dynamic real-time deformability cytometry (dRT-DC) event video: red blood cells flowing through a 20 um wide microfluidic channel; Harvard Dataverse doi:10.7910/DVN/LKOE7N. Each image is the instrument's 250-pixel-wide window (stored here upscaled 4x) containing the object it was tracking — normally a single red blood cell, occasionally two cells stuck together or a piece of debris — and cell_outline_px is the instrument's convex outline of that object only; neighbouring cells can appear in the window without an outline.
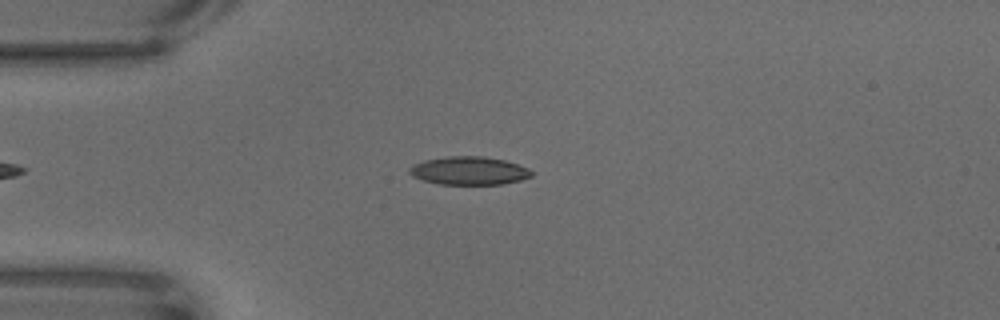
{"species": "common noctule bat (a hibernating species)", "species_latin": "Nyctalus noctula", "temperature_condition": "warm", "stored_images_in_passage": 45, "camera_frame_rate_fps": 3000, "um_per_image_px": 0.085, "animal": {"sex": "male", "body_mass_g": 18.8}, "frame": {"image": 1, "passage_image": 3, "time_ms": 0.667, "image_size_px": [1000, 320], "cell_outline_px": [[532, 176], [520, 180], [504, 184], [440, 184], [424, 180], [412, 176], [408, 172], [408, 168], [412, 164], [424, 160], [444, 156], [484, 156], [504, 160], [528, 168], [532, 172]], "centroid_in_image_um": [39.83, 14.5], "position_along_channel_um": 45.2, "area_um2": 20.11}}
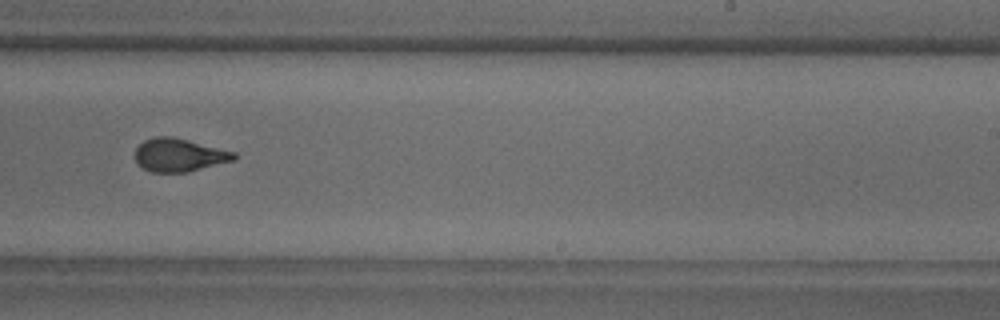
{"frame": {"image": 2, "passage_image": 26, "time_ms": 8.333, "image_size_px": [1000, 320], "cell_outline_px": [[236, 160], [188, 172], [152, 172], [140, 168], [136, 164], [136, 148], [144, 140], [156, 136], [172, 136], [236, 152]], "centroid_in_image_um": [15.22, 13.18], "position_along_channel_um": 273.8, "area_um2": 19.25}}
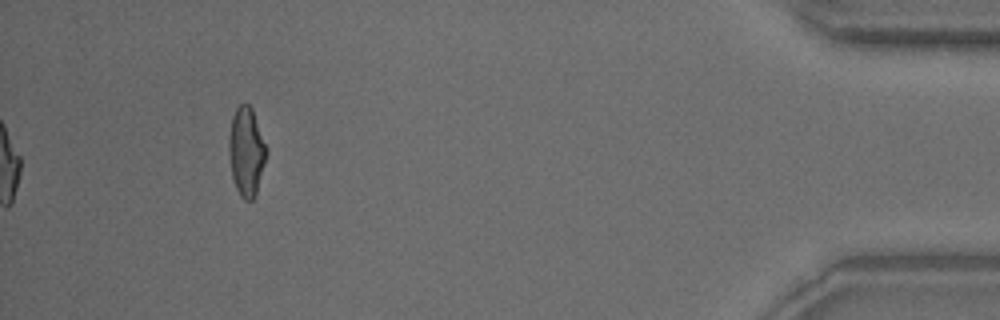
{"frame": {"image": 3, "passage_image": 45, "time_ms": 14.667, "image_size_px": [1000, 320], "cell_outline_px": [[268, 152], [256, 196], [252, 200], [244, 200], [240, 196], [232, 180], [228, 152], [228, 140], [232, 116], [236, 108], [240, 104], [248, 104], [252, 108], [268, 148]], "centroid_in_image_um": [20.95, 12.91], "position_along_channel_um": 414.3, "area_um2": 19.88}}